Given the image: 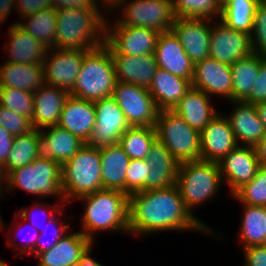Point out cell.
<instances>
[{"mask_svg": "<svg viewBox=\"0 0 266 266\" xmlns=\"http://www.w3.org/2000/svg\"><path fill=\"white\" fill-rule=\"evenodd\" d=\"M116 83L112 57L109 49L102 45L84 55L81 70L70 95L95 102L112 96Z\"/></svg>", "mask_w": 266, "mask_h": 266, "instance_id": "obj_5", "label": "cell"}, {"mask_svg": "<svg viewBox=\"0 0 266 266\" xmlns=\"http://www.w3.org/2000/svg\"><path fill=\"white\" fill-rule=\"evenodd\" d=\"M191 86L190 80L158 68L148 91L159 110H172Z\"/></svg>", "mask_w": 266, "mask_h": 266, "instance_id": "obj_29", "label": "cell"}, {"mask_svg": "<svg viewBox=\"0 0 266 266\" xmlns=\"http://www.w3.org/2000/svg\"><path fill=\"white\" fill-rule=\"evenodd\" d=\"M57 11L56 48L96 49L106 42L104 10L59 9Z\"/></svg>", "mask_w": 266, "mask_h": 266, "instance_id": "obj_3", "label": "cell"}, {"mask_svg": "<svg viewBox=\"0 0 266 266\" xmlns=\"http://www.w3.org/2000/svg\"><path fill=\"white\" fill-rule=\"evenodd\" d=\"M122 15L115 20L117 25L150 28L159 33L171 31L176 16L172 0H121L117 6Z\"/></svg>", "mask_w": 266, "mask_h": 266, "instance_id": "obj_9", "label": "cell"}, {"mask_svg": "<svg viewBox=\"0 0 266 266\" xmlns=\"http://www.w3.org/2000/svg\"><path fill=\"white\" fill-rule=\"evenodd\" d=\"M148 178V162L146 159H130L125 177V194L145 191V180Z\"/></svg>", "mask_w": 266, "mask_h": 266, "instance_id": "obj_42", "label": "cell"}, {"mask_svg": "<svg viewBox=\"0 0 266 266\" xmlns=\"http://www.w3.org/2000/svg\"><path fill=\"white\" fill-rule=\"evenodd\" d=\"M57 205H48L46 202H41V201H38V202H36V201H34V203H33V210H35V211H30L29 212V209H27V208H23V209H21V210H19V211H15V216H14V219L15 220H17L18 219V217H19V219H20V222L23 220L24 222V224L26 225V223H27V219L28 220H30V222H31V226L33 227V228H35L39 233H41L42 231H43V227L46 225V223H47V221H49L53 216H55L56 214L58 215H61L62 216V213H63V209L65 208V207H63L60 203H56ZM42 205V206H41ZM49 207V208H48ZM34 208H36V209H34ZM38 210H39V212H41L42 213V217H43V215L44 216H46L45 214H47V217H46V222H41V220H43L44 221V218L43 219H41V220H39V219H37L38 218V215H40V214H38L37 212H38ZM49 211V212H48ZM37 216V217H36ZM36 217V218H35ZM26 220V221H25Z\"/></svg>", "mask_w": 266, "mask_h": 266, "instance_id": "obj_41", "label": "cell"}, {"mask_svg": "<svg viewBox=\"0 0 266 266\" xmlns=\"http://www.w3.org/2000/svg\"><path fill=\"white\" fill-rule=\"evenodd\" d=\"M52 7L59 9H85V10H103L100 9L94 0H51Z\"/></svg>", "mask_w": 266, "mask_h": 266, "instance_id": "obj_50", "label": "cell"}, {"mask_svg": "<svg viewBox=\"0 0 266 266\" xmlns=\"http://www.w3.org/2000/svg\"><path fill=\"white\" fill-rule=\"evenodd\" d=\"M100 159L103 188L125 193V177L130 163L129 156L118 143L101 148Z\"/></svg>", "mask_w": 266, "mask_h": 266, "instance_id": "obj_31", "label": "cell"}, {"mask_svg": "<svg viewBox=\"0 0 266 266\" xmlns=\"http://www.w3.org/2000/svg\"><path fill=\"white\" fill-rule=\"evenodd\" d=\"M69 95L70 92L65 89L45 83L33 92L32 127L40 131L47 127L57 126L63 106Z\"/></svg>", "mask_w": 266, "mask_h": 266, "instance_id": "obj_20", "label": "cell"}, {"mask_svg": "<svg viewBox=\"0 0 266 266\" xmlns=\"http://www.w3.org/2000/svg\"><path fill=\"white\" fill-rule=\"evenodd\" d=\"M94 1L99 7L103 6L102 9L104 8L105 13H107V11H110L109 13H111V11L114 10L113 8L116 9L119 3L121 2V0H94Z\"/></svg>", "mask_w": 266, "mask_h": 266, "instance_id": "obj_55", "label": "cell"}, {"mask_svg": "<svg viewBox=\"0 0 266 266\" xmlns=\"http://www.w3.org/2000/svg\"><path fill=\"white\" fill-rule=\"evenodd\" d=\"M10 26L7 31L9 41L7 45H4L9 57L6 61L20 64H42L47 49L32 35L20 28L17 22Z\"/></svg>", "mask_w": 266, "mask_h": 266, "instance_id": "obj_28", "label": "cell"}, {"mask_svg": "<svg viewBox=\"0 0 266 266\" xmlns=\"http://www.w3.org/2000/svg\"><path fill=\"white\" fill-rule=\"evenodd\" d=\"M61 216L58 217V219L53 216L49 222L47 221L46 225L43 227V231L40 233L39 238L36 242L35 250L31 253L29 256H36L38 253L48 251L51 249L55 244L67 233H69V227L63 220L61 221ZM56 222L60 223L58 224L60 227L56 226ZM52 226L50 229L51 233L48 232V227ZM49 234V235H48ZM52 235V236H51ZM49 236H51V240H49ZM33 254V255H32Z\"/></svg>", "mask_w": 266, "mask_h": 266, "instance_id": "obj_43", "label": "cell"}, {"mask_svg": "<svg viewBox=\"0 0 266 266\" xmlns=\"http://www.w3.org/2000/svg\"><path fill=\"white\" fill-rule=\"evenodd\" d=\"M242 221L238 233L242 248L266 244V207L242 204ZM240 234V235H239Z\"/></svg>", "mask_w": 266, "mask_h": 266, "instance_id": "obj_34", "label": "cell"}, {"mask_svg": "<svg viewBox=\"0 0 266 266\" xmlns=\"http://www.w3.org/2000/svg\"><path fill=\"white\" fill-rule=\"evenodd\" d=\"M201 160L219 162L238 146L227 117L218 113L200 132Z\"/></svg>", "mask_w": 266, "mask_h": 266, "instance_id": "obj_18", "label": "cell"}, {"mask_svg": "<svg viewBox=\"0 0 266 266\" xmlns=\"http://www.w3.org/2000/svg\"><path fill=\"white\" fill-rule=\"evenodd\" d=\"M234 103V104H233ZM235 105L229 120L238 145L256 146L265 136L266 128L260 121L255 105L244 101H233Z\"/></svg>", "mask_w": 266, "mask_h": 266, "instance_id": "obj_22", "label": "cell"}, {"mask_svg": "<svg viewBox=\"0 0 266 266\" xmlns=\"http://www.w3.org/2000/svg\"><path fill=\"white\" fill-rule=\"evenodd\" d=\"M40 138L41 134L37 129L27 134L14 136L12 149L4 164L7 175L14 169L32 163L41 155Z\"/></svg>", "mask_w": 266, "mask_h": 266, "instance_id": "obj_35", "label": "cell"}, {"mask_svg": "<svg viewBox=\"0 0 266 266\" xmlns=\"http://www.w3.org/2000/svg\"><path fill=\"white\" fill-rule=\"evenodd\" d=\"M244 102L252 105L266 102V59L260 64L258 77Z\"/></svg>", "mask_w": 266, "mask_h": 266, "instance_id": "obj_47", "label": "cell"}, {"mask_svg": "<svg viewBox=\"0 0 266 266\" xmlns=\"http://www.w3.org/2000/svg\"><path fill=\"white\" fill-rule=\"evenodd\" d=\"M17 25L37 39L46 49L56 48L57 11L53 7L23 18Z\"/></svg>", "mask_w": 266, "mask_h": 266, "instance_id": "obj_33", "label": "cell"}, {"mask_svg": "<svg viewBox=\"0 0 266 266\" xmlns=\"http://www.w3.org/2000/svg\"><path fill=\"white\" fill-rule=\"evenodd\" d=\"M117 81L149 88L158 69L154 54L127 55L110 53Z\"/></svg>", "mask_w": 266, "mask_h": 266, "instance_id": "obj_21", "label": "cell"}, {"mask_svg": "<svg viewBox=\"0 0 266 266\" xmlns=\"http://www.w3.org/2000/svg\"><path fill=\"white\" fill-rule=\"evenodd\" d=\"M260 121L266 128V102L255 105Z\"/></svg>", "mask_w": 266, "mask_h": 266, "instance_id": "obj_56", "label": "cell"}, {"mask_svg": "<svg viewBox=\"0 0 266 266\" xmlns=\"http://www.w3.org/2000/svg\"><path fill=\"white\" fill-rule=\"evenodd\" d=\"M61 169V190L66 203L103 189L100 149L85 143Z\"/></svg>", "mask_w": 266, "mask_h": 266, "instance_id": "obj_6", "label": "cell"}, {"mask_svg": "<svg viewBox=\"0 0 266 266\" xmlns=\"http://www.w3.org/2000/svg\"><path fill=\"white\" fill-rule=\"evenodd\" d=\"M40 134L41 155L52 159L61 166L85 144L77 136L58 125L44 128L40 130Z\"/></svg>", "mask_w": 266, "mask_h": 266, "instance_id": "obj_27", "label": "cell"}, {"mask_svg": "<svg viewBox=\"0 0 266 266\" xmlns=\"http://www.w3.org/2000/svg\"><path fill=\"white\" fill-rule=\"evenodd\" d=\"M14 136L0 126V162L5 164L12 149Z\"/></svg>", "mask_w": 266, "mask_h": 266, "instance_id": "obj_51", "label": "cell"}, {"mask_svg": "<svg viewBox=\"0 0 266 266\" xmlns=\"http://www.w3.org/2000/svg\"><path fill=\"white\" fill-rule=\"evenodd\" d=\"M49 7H52L51 0H16L13 10L24 18Z\"/></svg>", "mask_w": 266, "mask_h": 266, "instance_id": "obj_48", "label": "cell"}, {"mask_svg": "<svg viewBox=\"0 0 266 266\" xmlns=\"http://www.w3.org/2000/svg\"><path fill=\"white\" fill-rule=\"evenodd\" d=\"M106 20V42L110 53L154 54L159 32L150 28L111 24Z\"/></svg>", "mask_w": 266, "mask_h": 266, "instance_id": "obj_11", "label": "cell"}, {"mask_svg": "<svg viewBox=\"0 0 266 266\" xmlns=\"http://www.w3.org/2000/svg\"><path fill=\"white\" fill-rule=\"evenodd\" d=\"M15 2L16 0H0V23L1 24L7 20L8 15H10V13L12 12L11 10L15 8Z\"/></svg>", "mask_w": 266, "mask_h": 266, "instance_id": "obj_53", "label": "cell"}, {"mask_svg": "<svg viewBox=\"0 0 266 266\" xmlns=\"http://www.w3.org/2000/svg\"><path fill=\"white\" fill-rule=\"evenodd\" d=\"M112 97L130 126H155L159 109L148 88L117 81Z\"/></svg>", "mask_w": 266, "mask_h": 266, "instance_id": "obj_10", "label": "cell"}, {"mask_svg": "<svg viewBox=\"0 0 266 266\" xmlns=\"http://www.w3.org/2000/svg\"><path fill=\"white\" fill-rule=\"evenodd\" d=\"M232 196L245 205L266 207V166H260L255 177Z\"/></svg>", "mask_w": 266, "mask_h": 266, "instance_id": "obj_39", "label": "cell"}, {"mask_svg": "<svg viewBox=\"0 0 266 266\" xmlns=\"http://www.w3.org/2000/svg\"><path fill=\"white\" fill-rule=\"evenodd\" d=\"M44 84L42 64H20L7 62L0 64V87L17 88L35 92Z\"/></svg>", "mask_w": 266, "mask_h": 266, "instance_id": "obj_30", "label": "cell"}, {"mask_svg": "<svg viewBox=\"0 0 266 266\" xmlns=\"http://www.w3.org/2000/svg\"><path fill=\"white\" fill-rule=\"evenodd\" d=\"M266 58L252 52L231 65L232 102L244 101L249 95L258 77L260 64Z\"/></svg>", "mask_w": 266, "mask_h": 266, "instance_id": "obj_32", "label": "cell"}, {"mask_svg": "<svg viewBox=\"0 0 266 266\" xmlns=\"http://www.w3.org/2000/svg\"><path fill=\"white\" fill-rule=\"evenodd\" d=\"M96 123L86 144L97 149L119 143L122 134L130 127L123 111L112 97L94 102Z\"/></svg>", "mask_w": 266, "mask_h": 266, "instance_id": "obj_12", "label": "cell"}, {"mask_svg": "<svg viewBox=\"0 0 266 266\" xmlns=\"http://www.w3.org/2000/svg\"><path fill=\"white\" fill-rule=\"evenodd\" d=\"M252 52L249 33L231 29L220 19L212 20L209 50L211 58L232 65Z\"/></svg>", "mask_w": 266, "mask_h": 266, "instance_id": "obj_14", "label": "cell"}, {"mask_svg": "<svg viewBox=\"0 0 266 266\" xmlns=\"http://www.w3.org/2000/svg\"><path fill=\"white\" fill-rule=\"evenodd\" d=\"M146 160L148 178L145 180V191L176 184L179 163L159 140L156 139L151 145Z\"/></svg>", "mask_w": 266, "mask_h": 266, "instance_id": "obj_23", "label": "cell"}, {"mask_svg": "<svg viewBox=\"0 0 266 266\" xmlns=\"http://www.w3.org/2000/svg\"><path fill=\"white\" fill-rule=\"evenodd\" d=\"M94 244L95 243L90 245L86 249V251L82 254V257H81L79 263L72 264L71 266H104L101 263L97 262L95 259H93L90 255L92 253V250L94 249V248H92V247H94L93 246Z\"/></svg>", "mask_w": 266, "mask_h": 266, "instance_id": "obj_52", "label": "cell"}, {"mask_svg": "<svg viewBox=\"0 0 266 266\" xmlns=\"http://www.w3.org/2000/svg\"><path fill=\"white\" fill-rule=\"evenodd\" d=\"M156 137L178 161L201 160L200 132L189 126L173 110H159Z\"/></svg>", "mask_w": 266, "mask_h": 266, "instance_id": "obj_8", "label": "cell"}, {"mask_svg": "<svg viewBox=\"0 0 266 266\" xmlns=\"http://www.w3.org/2000/svg\"><path fill=\"white\" fill-rule=\"evenodd\" d=\"M87 52L86 50L47 49L42 62L44 83L70 92L75 85L83 57Z\"/></svg>", "mask_w": 266, "mask_h": 266, "instance_id": "obj_13", "label": "cell"}, {"mask_svg": "<svg viewBox=\"0 0 266 266\" xmlns=\"http://www.w3.org/2000/svg\"><path fill=\"white\" fill-rule=\"evenodd\" d=\"M93 242L79 231L64 235L51 249L38 253L37 266H71L79 263L82 254Z\"/></svg>", "mask_w": 266, "mask_h": 266, "instance_id": "obj_25", "label": "cell"}, {"mask_svg": "<svg viewBox=\"0 0 266 266\" xmlns=\"http://www.w3.org/2000/svg\"><path fill=\"white\" fill-rule=\"evenodd\" d=\"M0 266H10L8 262L0 259Z\"/></svg>", "mask_w": 266, "mask_h": 266, "instance_id": "obj_60", "label": "cell"}, {"mask_svg": "<svg viewBox=\"0 0 266 266\" xmlns=\"http://www.w3.org/2000/svg\"><path fill=\"white\" fill-rule=\"evenodd\" d=\"M95 123L94 102L69 95L63 106L58 126L87 143Z\"/></svg>", "mask_w": 266, "mask_h": 266, "instance_id": "obj_24", "label": "cell"}, {"mask_svg": "<svg viewBox=\"0 0 266 266\" xmlns=\"http://www.w3.org/2000/svg\"><path fill=\"white\" fill-rule=\"evenodd\" d=\"M77 199L85 203L80 232L93 243L96 232L129 234V197L124 192L103 188Z\"/></svg>", "mask_w": 266, "mask_h": 266, "instance_id": "obj_2", "label": "cell"}, {"mask_svg": "<svg viewBox=\"0 0 266 266\" xmlns=\"http://www.w3.org/2000/svg\"><path fill=\"white\" fill-rule=\"evenodd\" d=\"M186 208L178 186L152 189L129 197V234L145 235L171 230L213 233V229ZM167 230V231H166Z\"/></svg>", "mask_w": 266, "mask_h": 266, "instance_id": "obj_1", "label": "cell"}, {"mask_svg": "<svg viewBox=\"0 0 266 266\" xmlns=\"http://www.w3.org/2000/svg\"><path fill=\"white\" fill-rule=\"evenodd\" d=\"M260 166H266V136L255 146Z\"/></svg>", "mask_w": 266, "mask_h": 266, "instance_id": "obj_54", "label": "cell"}, {"mask_svg": "<svg viewBox=\"0 0 266 266\" xmlns=\"http://www.w3.org/2000/svg\"><path fill=\"white\" fill-rule=\"evenodd\" d=\"M232 0H218L220 9L222 10L228 3H230Z\"/></svg>", "mask_w": 266, "mask_h": 266, "instance_id": "obj_58", "label": "cell"}, {"mask_svg": "<svg viewBox=\"0 0 266 266\" xmlns=\"http://www.w3.org/2000/svg\"><path fill=\"white\" fill-rule=\"evenodd\" d=\"M192 87L202 90L207 95L220 96L232 102L231 65L211 57L194 64Z\"/></svg>", "mask_w": 266, "mask_h": 266, "instance_id": "obj_17", "label": "cell"}, {"mask_svg": "<svg viewBox=\"0 0 266 266\" xmlns=\"http://www.w3.org/2000/svg\"><path fill=\"white\" fill-rule=\"evenodd\" d=\"M6 180H7V174L4 169V164L0 162V191L1 189L4 188V184H6Z\"/></svg>", "mask_w": 266, "mask_h": 266, "instance_id": "obj_57", "label": "cell"}, {"mask_svg": "<svg viewBox=\"0 0 266 266\" xmlns=\"http://www.w3.org/2000/svg\"><path fill=\"white\" fill-rule=\"evenodd\" d=\"M222 182L217 162L199 160L179 163L176 185L186 208L194 216V208L217 197Z\"/></svg>", "mask_w": 266, "mask_h": 266, "instance_id": "obj_7", "label": "cell"}, {"mask_svg": "<svg viewBox=\"0 0 266 266\" xmlns=\"http://www.w3.org/2000/svg\"><path fill=\"white\" fill-rule=\"evenodd\" d=\"M156 139L155 127L130 126L120 137L119 145L130 159H146Z\"/></svg>", "mask_w": 266, "mask_h": 266, "instance_id": "obj_37", "label": "cell"}, {"mask_svg": "<svg viewBox=\"0 0 266 266\" xmlns=\"http://www.w3.org/2000/svg\"><path fill=\"white\" fill-rule=\"evenodd\" d=\"M154 55L158 68L192 82L194 63L172 30L159 34Z\"/></svg>", "mask_w": 266, "mask_h": 266, "instance_id": "obj_19", "label": "cell"}, {"mask_svg": "<svg viewBox=\"0 0 266 266\" xmlns=\"http://www.w3.org/2000/svg\"><path fill=\"white\" fill-rule=\"evenodd\" d=\"M218 166L232 196L255 177L260 163L254 146L238 145L218 162Z\"/></svg>", "mask_w": 266, "mask_h": 266, "instance_id": "obj_15", "label": "cell"}, {"mask_svg": "<svg viewBox=\"0 0 266 266\" xmlns=\"http://www.w3.org/2000/svg\"><path fill=\"white\" fill-rule=\"evenodd\" d=\"M21 224H23V223L18 222V226H20V227H18V226L16 227L17 230H20V231H18V232H20L19 235L21 236V234L23 235V233L26 232V237L28 236L29 238L25 239V243H23V245H20V247H18L19 245H17V243H18L17 240L11 238V236L8 233H6L7 234L6 238L7 239L9 238L6 242L7 243L6 245L13 247V249H15V250L19 249L17 251L19 253L18 256L20 255V257L23 258L22 254H24V255L26 254L27 256H29L35 250L36 242L39 238L40 233L35 228H33L30 224L27 226V228L29 227L28 231L23 232L24 226ZM22 226H23V228H22ZM30 229H31V231H30ZM28 232H30V233L28 234Z\"/></svg>", "mask_w": 266, "mask_h": 266, "instance_id": "obj_46", "label": "cell"}, {"mask_svg": "<svg viewBox=\"0 0 266 266\" xmlns=\"http://www.w3.org/2000/svg\"><path fill=\"white\" fill-rule=\"evenodd\" d=\"M61 174L62 169L59 163L40 155L32 163L14 169L7 175L5 189L0 191V199L2 197L5 199L2 192L7 194L22 189L34 196H41L42 199L56 195L57 203L64 207L66 202L61 190Z\"/></svg>", "mask_w": 266, "mask_h": 266, "instance_id": "obj_4", "label": "cell"}, {"mask_svg": "<svg viewBox=\"0 0 266 266\" xmlns=\"http://www.w3.org/2000/svg\"><path fill=\"white\" fill-rule=\"evenodd\" d=\"M0 126L13 136L27 134L34 129L28 117L2 105H0Z\"/></svg>", "mask_w": 266, "mask_h": 266, "instance_id": "obj_45", "label": "cell"}, {"mask_svg": "<svg viewBox=\"0 0 266 266\" xmlns=\"http://www.w3.org/2000/svg\"><path fill=\"white\" fill-rule=\"evenodd\" d=\"M260 0H232L221 12L220 20L231 29L252 33L255 10Z\"/></svg>", "mask_w": 266, "mask_h": 266, "instance_id": "obj_36", "label": "cell"}, {"mask_svg": "<svg viewBox=\"0 0 266 266\" xmlns=\"http://www.w3.org/2000/svg\"><path fill=\"white\" fill-rule=\"evenodd\" d=\"M0 229L3 230V231H4V229H5L4 222H3V220H2V216H1V214H0Z\"/></svg>", "mask_w": 266, "mask_h": 266, "instance_id": "obj_59", "label": "cell"}, {"mask_svg": "<svg viewBox=\"0 0 266 266\" xmlns=\"http://www.w3.org/2000/svg\"><path fill=\"white\" fill-rule=\"evenodd\" d=\"M172 4L175 16L182 18L220 19L222 12L218 0H172Z\"/></svg>", "mask_w": 266, "mask_h": 266, "instance_id": "obj_38", "label": "cell"}, {"mask_svg": "<svg viewBox=\"0 0 266 266\" xmlns=\"http://www.w3.org/2000/svg\"><path fill=\"white\" fill-rule=\"evenodd\" d=\"M211 23L205 18L176 17L172 24L173 33L194 64L210 57Z\"/></svg>", "mask_w": 266, "mask_h": 266, "instance_id": "obj_16", "label": "cell"}, {"mask_svg": "<svg viewBox=\"0 0 266 266\" xmlns=\"http://www.w3.org/2000/svg\"><path fill=\"white\" fill-rule=\"evenodd\" d=\"M172 110L199 132L219 113L212 106L210 96L192 86Z\"/></svg>", "mask_w": 266, "mask_h": 266, "instance_id": "obj_26", "label": "cell"}, {"mask_svg": "<svg viewBox=\"0 0 266 266\" xmlns=\"http://www.w3.org/2000/svg\"><path fill=\"white\" fill-rule=\"evenodd\" d=\"M243 266H266V244L243 248Z\"/></svg>", "mask_w": 266, "mask_h": 266, "instance_id": "obj_49", "label": "cell"}, {"mask_svg": "<svg viewBox=\"0 0 266 266\" xmlns=\"http://www.w3.org/2000/svg\"><path fill=\"white\" fill-rule=\"evenodd\" d=\"M0 105L32 120L34 113L33 92L17 88L0 87Z\"/></svg>", "mask_w": 266, "mask_h": 266, "instance_id": "obj_40", "label": "cell"}, {"mask_svg": "<svg viewBox=\"0 0 266 266\" xmlns=\"http://www.w3.org/2000/svg\"><path fill=\"white\" fill-rule=\"evenodd\" d=\"M250 36L253 52L266 58V4L263 2L256 7Z\"/></svg>", "mask_w": 266, "mask_h": 266, "instance_id": "obj_44", "label": "cell"}]
</instances>
